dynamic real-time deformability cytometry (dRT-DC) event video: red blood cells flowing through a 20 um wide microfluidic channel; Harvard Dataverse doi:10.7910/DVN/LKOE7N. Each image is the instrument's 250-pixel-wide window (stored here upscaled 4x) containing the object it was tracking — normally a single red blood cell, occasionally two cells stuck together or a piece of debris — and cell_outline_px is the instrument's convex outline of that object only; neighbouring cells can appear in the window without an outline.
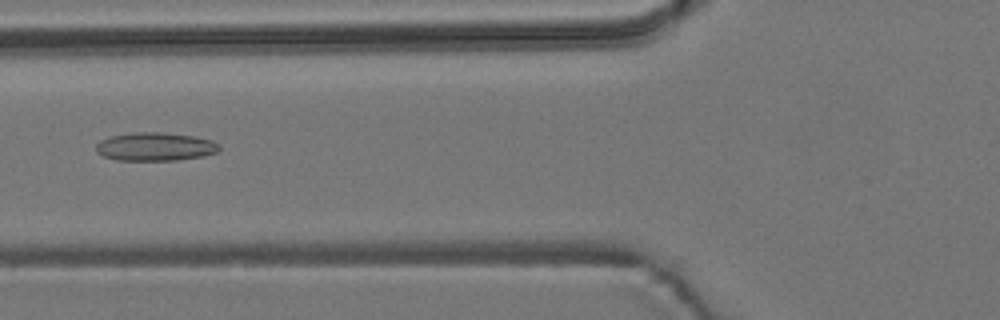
{"species": "common noctule bat (a hibernating species)", "species_latin": "Nyctalus noctula", "temperature_condition": "room temperature", "stored_images_in_passage": 9, "camera_frame_rate_fps": 3000, "um_per_image_px": 0.085, "animal": {"sex": "male", "body_mass_g": 19.2, "forearm_length_mm": 51.8}, "frame": {"image": 1, "passage_image": 4, "time_ms": 3.667, "image_size_px": [1000, 320], "cell_outline_px": [[220, 148], [216, 152], [204, 156], [180, 160], [116, 160], [104, 156], [96, 152], [96, 144], [100, 140], [112, 136], [132, 132], [160, 132], [196, 136], [212, 140], [220, 144]], "centroid_in_image_um": [13.21, 12.46], "position_along_channel_um": 112.6, "area_um2": 20.52}}
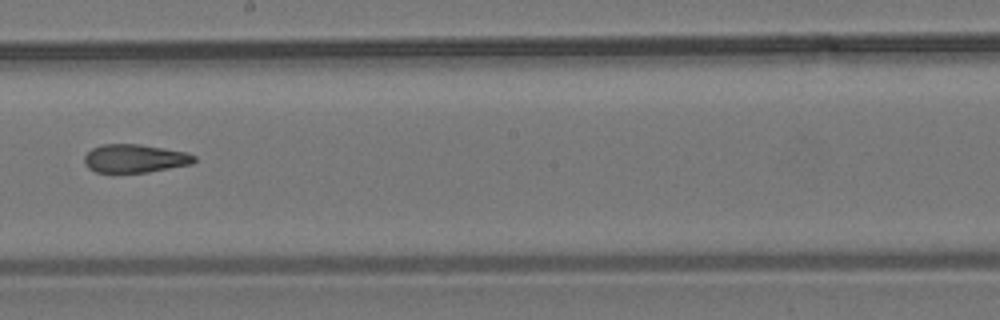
{"frame": {"image": 2, "passage_image": 7, "time_ms": 7.0, "image_size_px": [1000, 320], "cell_outline_px": [[196, 160], [192, 164], [148, 172], [112, 176], [96, 172], [88, 168], [84, 164], [84, 156], [92, 148], [100, 144], [140, 144], [188, 152], [196, 156]], "centroid_in_image_um": [11.41, 13.51], "position_along_channel_um": 236.8, "area_um2": 19.02}}
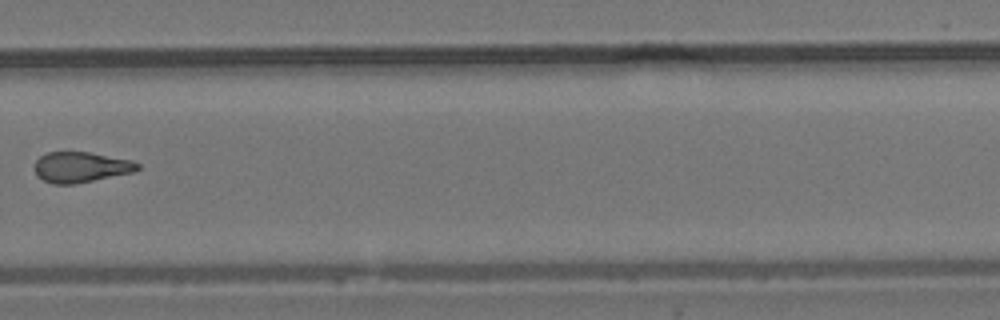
{"frame": {"image": 3, "passage_image": 9, "time_ms": 9.333, "image_size_px": [1000, 320], "cell_outline_px": [[140, 168], [132, 172], [72, 184], [52, 184], [44, 180], [36, 172], [36, 160], [40, 156], [48, 152], [88, 152], [132, 160], [140, 164]], "centroid_in_image_um": [6.89, 14.19], "position_along_channel_um": 322.9, "area_um2": 17.92}}